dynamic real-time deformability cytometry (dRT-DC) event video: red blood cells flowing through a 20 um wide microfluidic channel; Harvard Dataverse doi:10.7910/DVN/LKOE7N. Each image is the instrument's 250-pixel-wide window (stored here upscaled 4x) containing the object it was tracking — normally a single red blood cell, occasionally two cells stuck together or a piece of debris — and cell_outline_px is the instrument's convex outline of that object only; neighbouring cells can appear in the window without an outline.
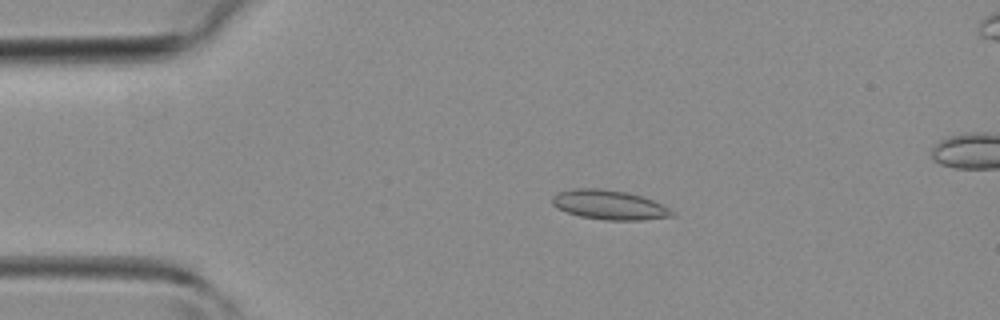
{"species": "common noctule bat (a hibernating species)", "species_latin": "Nyctalus noctula", "temperature_condition": "room temperature", "stored_images_in_passage": 42, "camera_frame_rate_fps": 3000, "um_per_image_px": 0.085, "animal": {"sex": "female", "body_mass_g": 19.3, "forearm_length_mm": 54.1}, "frame": {"image": 1, "passage_image": 7, "time_ms": 2.0, "image_size_px": [1000, 320], "cell_outline_px": [[676, 216], [640, 220], [604, 220], [580, 216], [556, 208], [552, 204], [552, 196], [560, 192], [572, 188], [600, 188], [624, 192], [640, 196], [652, 200], [676, 212]], "centroid_in_image_um": [51.78, 17.42], "position_along_channel_um": 33.2, "area_um2": 20.46}}
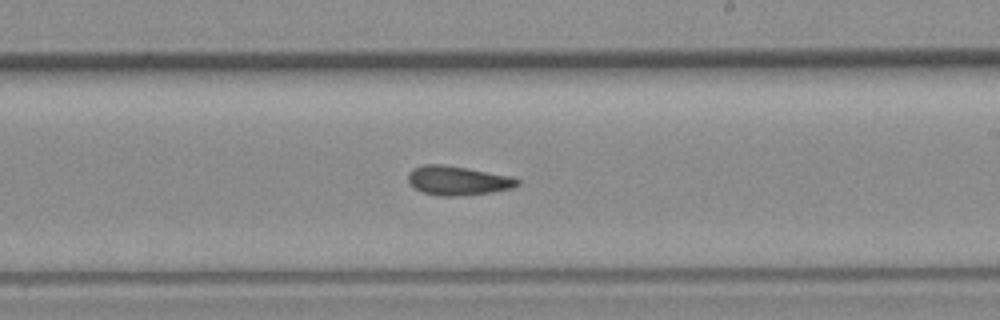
{"frame": {"image": 2, "passage_image": 23, "time_ms": 7.333, "image_size_px": [1000, 320], "cell_outline_px": [[520, 184], [512, 188], [492, 192], [464, 196], [440, 196], [424, 192], [416, 188], [408, 180], [408, 172], [412, 168], [424, 164], [444, 164], [512, 176], [520, 180]], "centroid_in_image_um": [38.93, 15.34], "position_along_channel_um": 250.1, "area_um2": 18.67}}
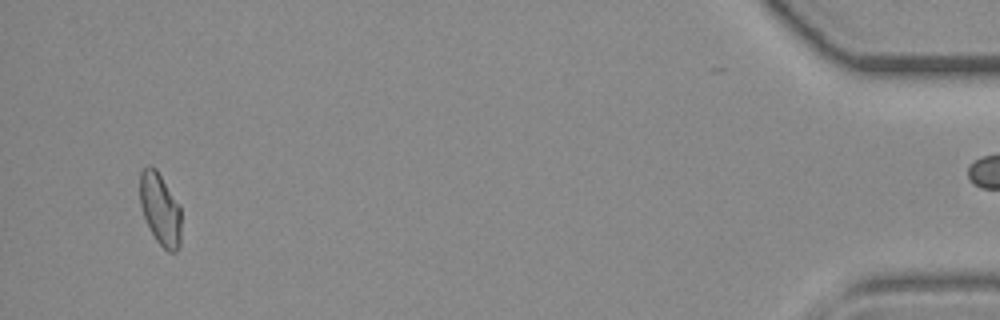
{"frame": {"image": 3, "passage_image": 39, "time_ms": 12.667, "image_size_px": [1000, 320], "cell_outline_px": [[180, 244], [176, 252], [168, 252], [156, 240], [144, 216], [140, 204], [140, 172], [148, 164], [156, 168], [180, 204]], "centroid_in_image_um": [13.62, 17.74], "position_along_channel_um": 421.6, "area_um2": 17.34}}